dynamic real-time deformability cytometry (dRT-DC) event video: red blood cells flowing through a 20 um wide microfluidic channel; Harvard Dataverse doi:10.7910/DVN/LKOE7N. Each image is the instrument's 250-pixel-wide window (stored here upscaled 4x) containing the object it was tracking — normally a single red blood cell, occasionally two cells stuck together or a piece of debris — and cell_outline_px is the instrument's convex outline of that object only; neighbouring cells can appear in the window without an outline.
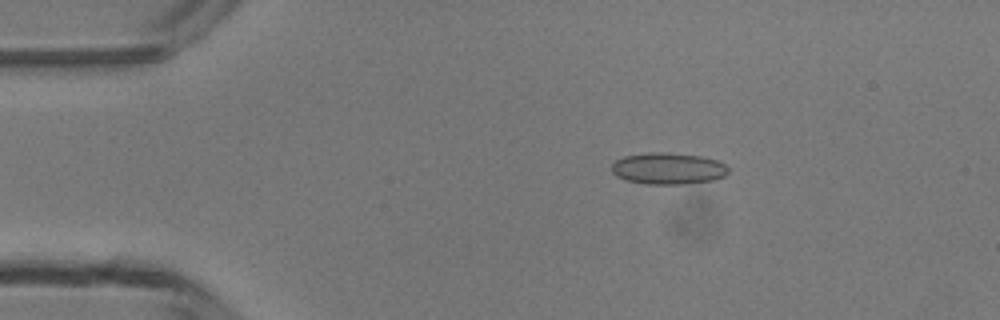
{"species": "common noctule bat (a hibernating species)", "species_latin": "Nyctalus noctula", "temperature_condition": "room temperature", "stored_images_in_passage": 7, "camera_frame_rate_fps": 3000, "um_per_image_px": 0.085, "animal": {"sex": "male", "body_mass_g": 13.3}, "frame": {"image": 1, "passage_image": 3, "time_ms": 2.333, "image_size_px": [1000, 320], "cell_outline_px": [[728, 172], [724, 176], [712, 180], [684, 184], [644, 184], [624, 180], [616, 176], [612, 172], [612, 164], [616, 160], [624, 156], [648, 152], [664, 152], [700, 156], [716, 160], [724, 164], [728, 168]], "centroid_in_image_um": [56.75, 14.33], "position_along_channel_um": 28.3, "area_um2": 21.5}}
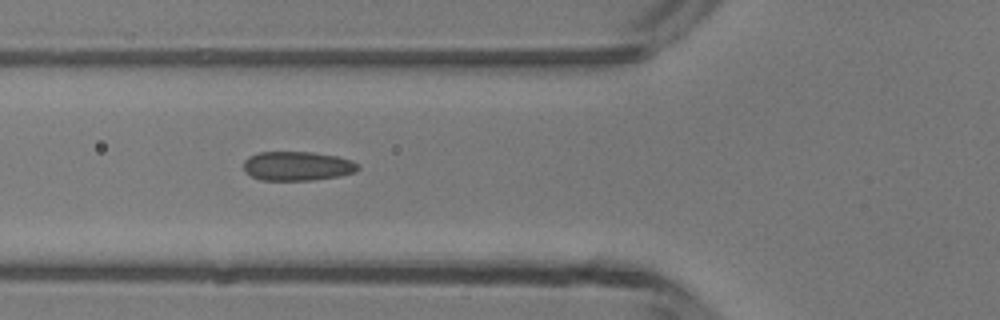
{"frame": {"image": 2, "passage_image": 5, "time_ms": 5.333, "image_size_px": [1000, 320], "cell_outline_px": [[360, 168], [356, 172], [340, 176], [312, 180], [260, 180], [244, 172], [244, 160], [248, 156], [256, 152], [312, 152], [336, 156], [352, 160], [360, 164]], "centroid_in_image_um": [25.28, 14.11], "position_along_channel_um": 100.5, "area_um2": 19.71}}
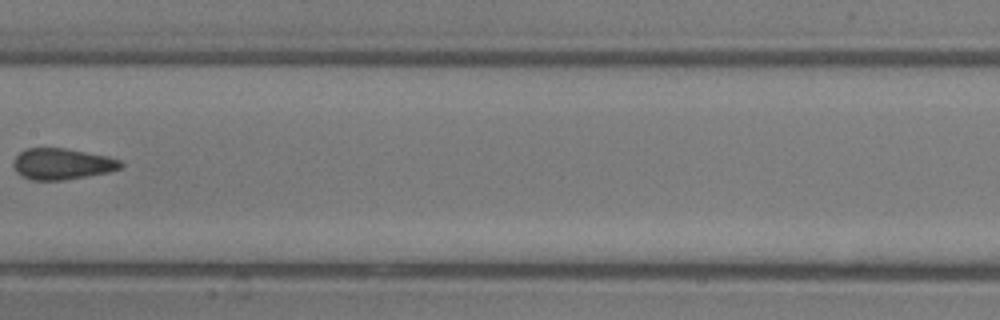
{"frame": {"image": 3, "passage_image": 7, "time_ms": 7.667, "image_size_px": [1000, 320], "cell_outline_px": [[124, 164], [120, 168], [108, 172], [64, 180], [32, 180], [20, 176], [16, 172], [12, 164], [16, 156], [20, 152], [28, 148], [64, 148], [108, 156], [120, 160]], "centroid_in_image_um": [5.25, 13.94], "position_along_channel_um": 202.1, "area_um2": 19.48}}